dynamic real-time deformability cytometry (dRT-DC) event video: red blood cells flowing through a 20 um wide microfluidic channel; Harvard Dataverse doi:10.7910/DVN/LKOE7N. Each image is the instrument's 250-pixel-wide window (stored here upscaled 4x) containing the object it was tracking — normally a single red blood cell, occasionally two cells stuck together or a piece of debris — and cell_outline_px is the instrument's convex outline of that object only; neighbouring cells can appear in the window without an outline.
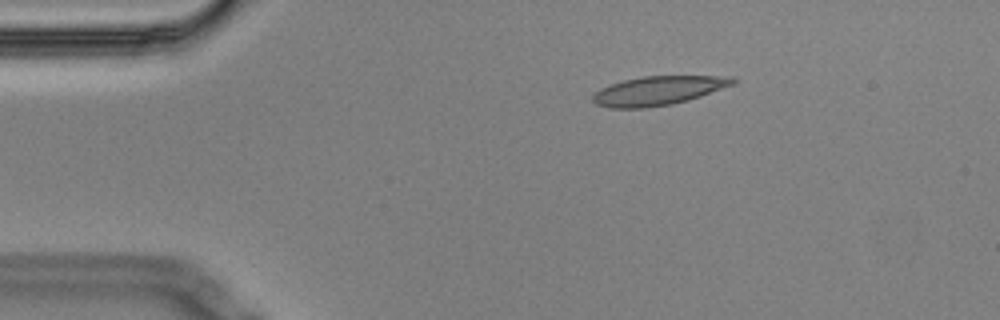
{"species": "Egyptian fruit bat (a non-hibernating species)", "species_latin": "Rousettus aegyptiacus", "temperature_condition": "cold", "stored_images_in_passage": 6, "camera_frame_rate_fps": 3000, "um_per_image_px": 0.085, "animal": {"sex": "male"}, "frame": {"image": 1, "passage_image": 3, "time_ms": 0.667, "image_size_px": [1000, 320], "cell_outline_px": [[736, 84], [688, 100], [672, 104], [644, 108], [608, 108], [596, 104], [592, 100], [592, 96], [600, 88], [624, 80], [640, 76], [732, 76], [736, 80]], "centroid_in_image_um": [55.96, 7.7], "position_along_channel_um": 29.0, "area_um2": 23.7}}
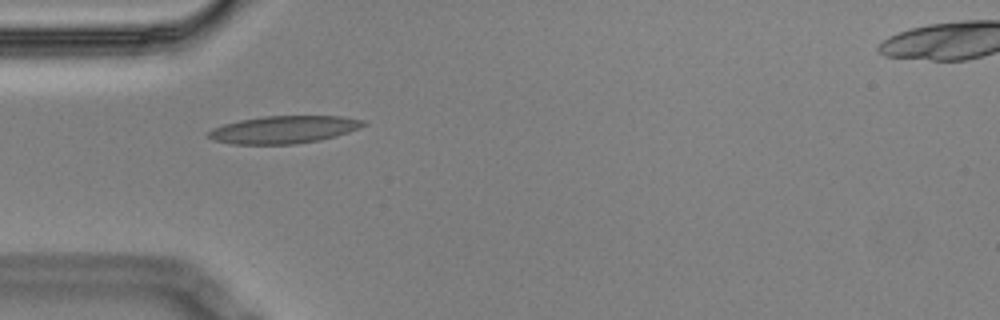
{"frame": {"image": 2, "passage_image": 5, "time_ms": 1.333, "image_size_px": [1000, 320], "cell_outline_px": [[368, 124], [348, 132], [336, 136], [320, 140], [296, 144], [232, 144], [212, 140], [208, 136], [208, 132], [212, 128], [224, 124], [240, 120], [264, 116], [340, 116], [364, 120]], "centroid_in_image_um": [24.12, 11.02], "position_along_channel_um": 60.9, "area_um2": 24.85}}